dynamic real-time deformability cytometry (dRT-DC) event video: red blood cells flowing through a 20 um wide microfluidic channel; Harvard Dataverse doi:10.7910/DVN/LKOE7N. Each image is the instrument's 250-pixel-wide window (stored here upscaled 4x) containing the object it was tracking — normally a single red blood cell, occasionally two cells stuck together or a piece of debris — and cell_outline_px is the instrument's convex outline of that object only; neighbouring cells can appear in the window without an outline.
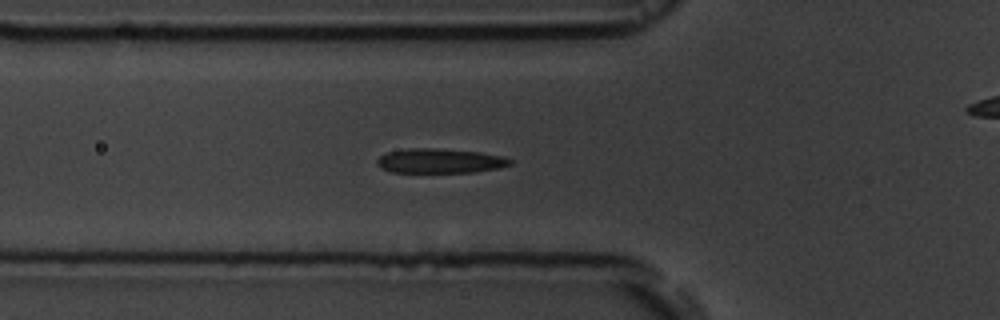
{"species": "common noctule bat (a hibernating species)", "species_latin": "Nyctalus noctula", "temperature_condition": "room temperature", "stored_images_in_passage": 39, "camera_frame_rate_fps": 3000, "um_per_image_px": 0.085, "animal": {"sex": "male", "body_mass_g": 19.5, "forearm_length_mm": 54.6}, "frame": {"image": 1, "passage_image": 2, "time_ms": 0.333, "image_size_px": [1000, 320], "cell_outline_px": [[512, 164], [500, 168], [476, 172], [392, 172], [380, 168], [376, 164], [376, 160], [380, 156], [388, 152], [408, 148], [436, 148], [480, 152], [504, 156], [512, 160]], "centroid_in_image_um": [37.41, 13.67], "position_along_channel_um": 88.4, "area_um2": 19.19}}
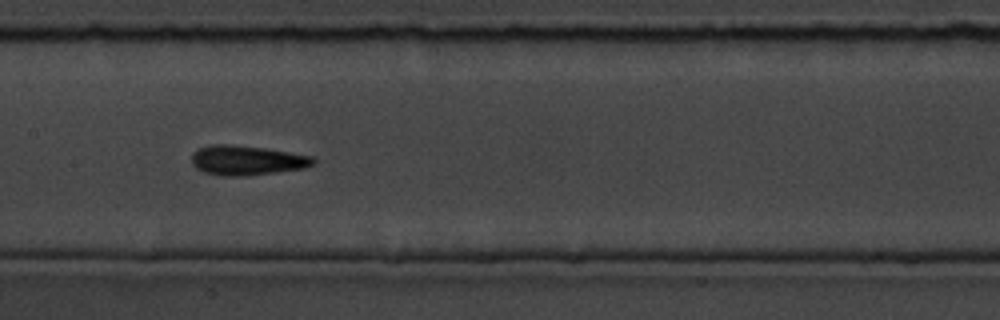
{"frame": {"image": 2, "passage_image": 10, "time_ms": 3.0, "image_size_px": [1000, 320], "cell_outline_px": [[316, 164], [304, 168], [248, 176], [220, 176], [204, 172], [196, 168], [192, 164], [192, 152], [196, 148], [212, 144], [232, 144], [264, 148], [312, 156], [316, 160]], "centroid_in_image_um": [20.95, 13.63], "position_along_channel_um": 186.4, "area_um2": 21.27}}
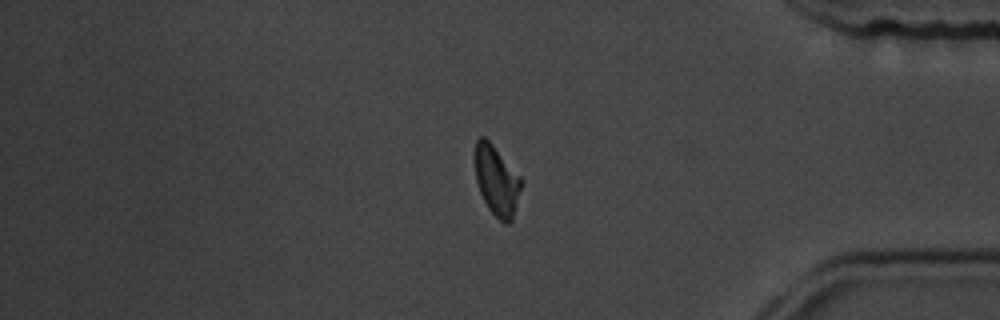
{"frame": {"image": 3, "passage_image": 29, "time_ms": 9.333, "image_size_px": [1000, 320], "cell_outline_px": [[524, 180], [512, 220], [508, 224], [504, 224], [488, 208], [480, 192], [476, 180], [476, 140], [480, 136], [484, 136], [492, 144]], "centroid_in_image_um": [42.25, 15.37], "position_along_channel_um": 392.9, "area_um2": 18.67}}